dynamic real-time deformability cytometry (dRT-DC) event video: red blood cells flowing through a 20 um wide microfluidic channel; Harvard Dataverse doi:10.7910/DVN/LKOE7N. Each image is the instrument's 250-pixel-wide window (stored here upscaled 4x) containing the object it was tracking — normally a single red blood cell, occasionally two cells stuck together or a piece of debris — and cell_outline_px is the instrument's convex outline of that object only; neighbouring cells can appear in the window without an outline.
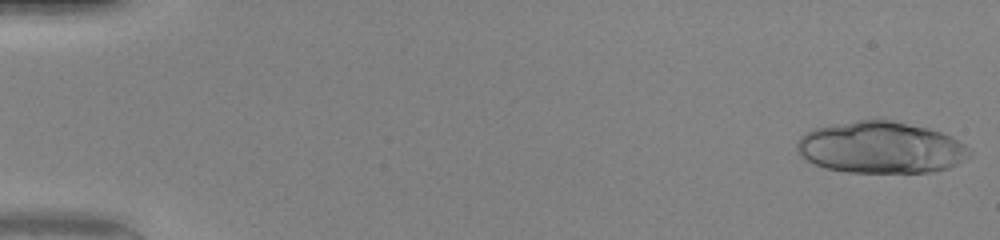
{"species": "human", "species_latin": "Homo sapiens", "temperature_condition": "warm", "stored_images_in_passage": 49, "camera_frame_rate_fps": 3000, "um_per_image_px": 0.085, "donor": {"sex": "female"}, "frame": {"image": 1, "passage_image": 1, "time_ms": 0.0, "image_size_px": [1000, 240], "cell_outline_px": [[972, 156], [948, 168], [932, 172], [848, 172], [824, 168], [808, 160], [796, 148], [796, 144], [800, 136], [812, 128], [832, 124], [856, 120], [892, 120], [928, 128], [952, 136], [964, 144], [972, 152]], "centroid_in_image_um": [74.89, 12.53], "position_along_channel_um": 10.1, "area_um2": 52.02}}
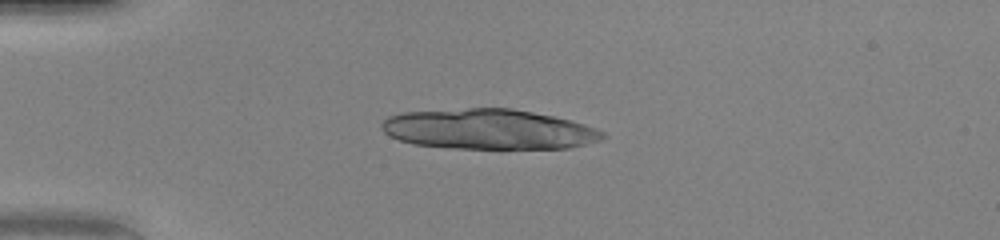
{"frame": {"image": 2, "passage_image": 13, "time_ms": 4.0, "image_size_px": [1000, 240], "cell_outline_px": [[608, 136], [600, 140], [568, 148], [452, 148], [412, 144], [388, 136], [380, 128], [380, 124], [388, 116], [400, 112], [468, 108], [512, 108], [552, 116], [584, 124], [596, 128], [604, 132]], "centroid_in_image_um": [41.48, 10.98], "position_along_channel_um": 43.5, "area_um2": 51.79}}